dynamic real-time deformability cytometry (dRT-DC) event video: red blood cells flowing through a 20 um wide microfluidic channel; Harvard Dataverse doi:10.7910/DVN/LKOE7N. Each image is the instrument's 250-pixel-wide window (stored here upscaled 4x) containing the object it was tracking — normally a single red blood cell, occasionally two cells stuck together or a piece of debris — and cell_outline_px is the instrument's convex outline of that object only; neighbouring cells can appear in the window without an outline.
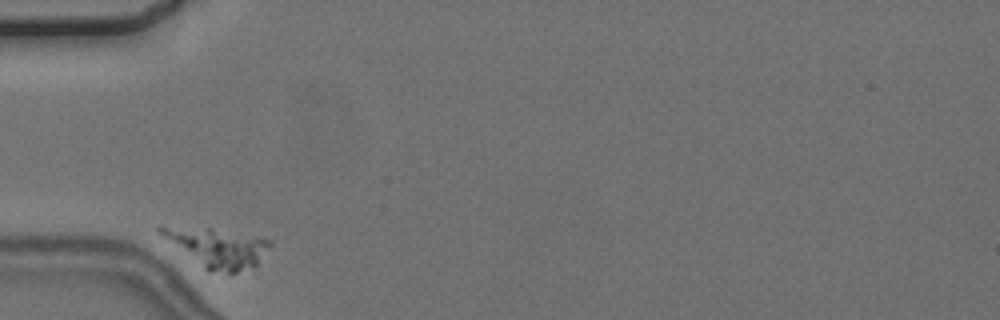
{"species": "common noctule bat (a hibernating species)", "species_latin": "Nyctalus noctula", "temperature_condition": "cold", "stored_images_in_passage": 2, "camera_frame_rate_fps": 3000, "um_per_image_px": 0.085, "animal": {"sex": "female", "body_mass_g": 24.6, "forearm_length_mm": 56.2}, "frame": {"image": 1, "passage_image": 1, "time_ms": 0.0, "image_size_px": [1000, 320], "cell_outline_px": [[272, 244], [256, 264], [236, 272], [208, 272], [156, 232], [156, 228], [160, 224], [164, 224], [208, 228], [272, 240]], "centroid_in_image_um": [18.34, 21.01], "position_along_channel_um": 66.7, "area_um2": 24.74}}